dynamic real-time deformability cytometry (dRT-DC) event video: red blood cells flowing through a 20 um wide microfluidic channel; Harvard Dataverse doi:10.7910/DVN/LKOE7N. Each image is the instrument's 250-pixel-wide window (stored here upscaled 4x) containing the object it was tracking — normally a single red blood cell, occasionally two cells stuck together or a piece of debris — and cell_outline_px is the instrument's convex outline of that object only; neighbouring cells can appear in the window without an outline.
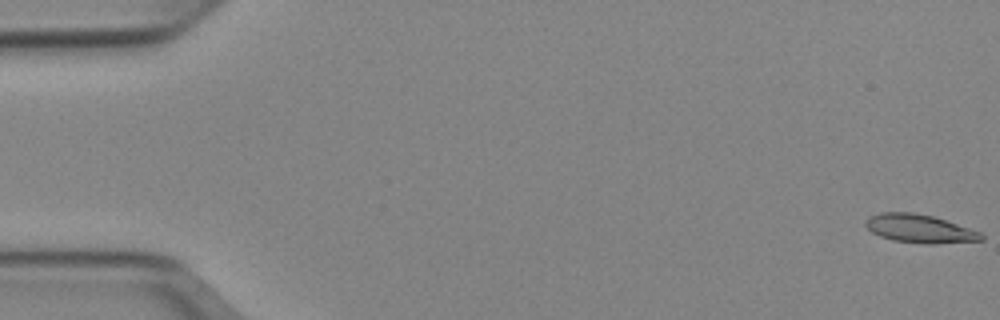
{"species": "Egyptian fruit bat (a non-hibernating species)", "species_latin": "Rousettus aegyptiacus", "temperature_condition": "cold", "stored_images_in_passage": 52, "camera_frame_rate_fps": 3000, "um_per_image_px": 0.085, "animal": {"sex": "female"}, "frame": {"image": 1, "passage_image": 1, "time_ms": 0.0, "image_size_px": [1000, 320], "cell_outline_px": [[984, 240], [932, 244], [892, 240], [880, 236], [872, 232], [864, 224], [864, 220], [868, 216], [880, 212], [912, 212], [932, 216], [980, 232], [984, 236]], "centroid_in_image_um": [78.12, 19.43], "position_along_channel_um": 6.9, "area_um2": 18.96}}
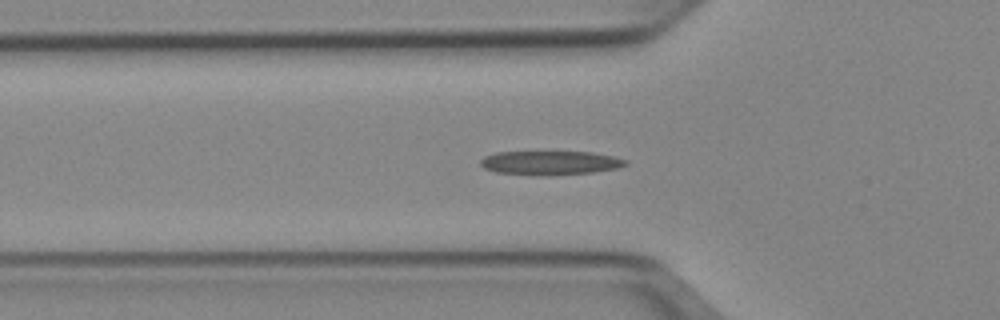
{"frame": {"image": 2, "passage_image": 18, "time_ms": 5.667, "image_size_px": [1000, 320], "cell_outline_px": [[628, 164], [616, 168], [592, 172], [548, 176], [536, 176], [496, 172], [484, 168], [480, 164], [480, 160], [484, 156], [496, 152], [592, 152], [612, 156], [628, 160]], "centroid_in_image_um": [46.74, 13.85], "position_along_channel_um": 79.1, "area_um2": 20.4}}
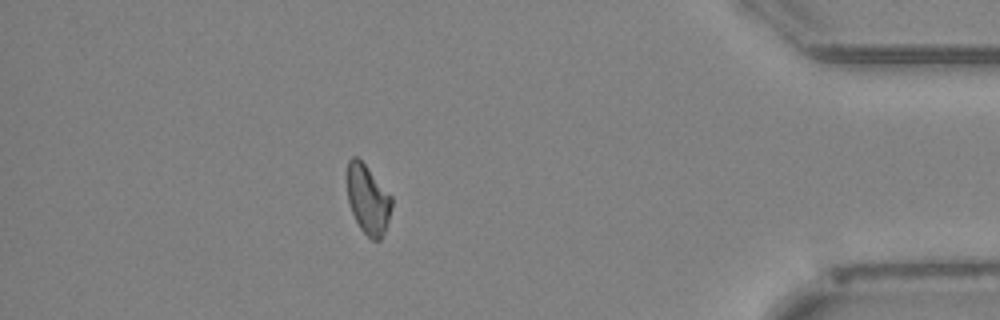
{"frame": {"image": 3, "passage_image": 46, "time_ms": 15.0, "image_size_px": [1000, 320], "cell_outline_px": [[392, 208], [384, 232], [380, 240], [372, 240], [360, 228], [352, 212], [348, 200], [348, 160], [352, 156], [356, 156], [364, 164], [392, 196]], "centroid_in_image_um": [31.28, 16.96], "position_along_channel_um": 403.9, "area_um2": 17.63}}